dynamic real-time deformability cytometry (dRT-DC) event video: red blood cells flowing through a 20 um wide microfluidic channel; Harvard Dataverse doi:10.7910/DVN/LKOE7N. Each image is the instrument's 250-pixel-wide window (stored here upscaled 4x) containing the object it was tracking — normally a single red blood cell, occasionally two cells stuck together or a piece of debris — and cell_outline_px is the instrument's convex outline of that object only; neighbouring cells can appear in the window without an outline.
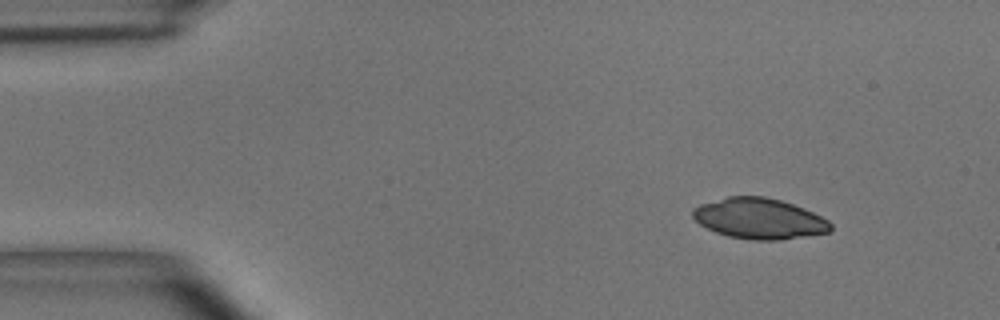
{"species": "common noctule bat (a hibernating species)", "species_latin": "Nyctalus noctula", "temperature_condition": "room temperature", "stored_images_in_passage": 4, "camera_frame_rate_fps": 3000, "um_per_image_px": 0.085, "animal": {"sex": "male", "body_mass_g": 15.6}, "frame": {"image": 1, "passage_image": 1, "time_ms": 0.0, "image_size_px": [1000, 320], "cell_outline_px": [[832, 228], [828, 232], [780, 240], [752, 240], [728, 236], [716, 232], [700, 224], [692, 216], [692, 208], [700, 204], [728, 196], [764, 196], [780, 200], [804, 208], [828, 220], [832, 224]], "centroid_in_image_um": [64.52, 18.57], "position_along_channel_um": 20.5, "area_um2": 32.54}}